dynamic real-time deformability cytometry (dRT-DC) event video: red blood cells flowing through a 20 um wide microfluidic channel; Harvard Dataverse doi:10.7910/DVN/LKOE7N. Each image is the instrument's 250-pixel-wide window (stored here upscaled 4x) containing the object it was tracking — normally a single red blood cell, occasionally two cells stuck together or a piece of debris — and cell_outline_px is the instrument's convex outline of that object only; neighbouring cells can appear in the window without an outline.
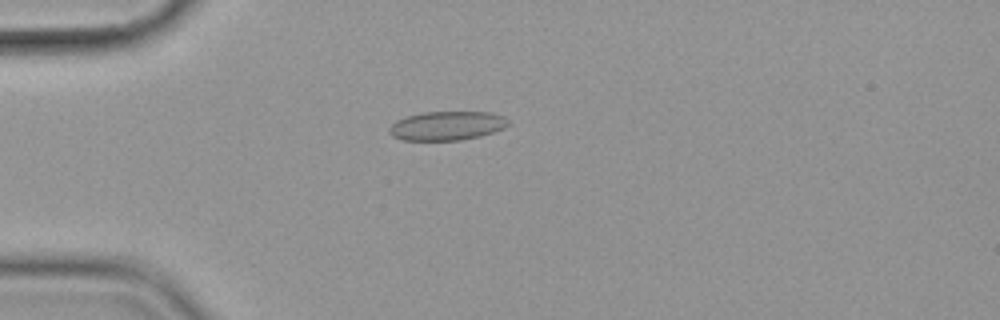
{"species": "common noctule bat (a hibernating species)", "species_latin": "Nyctalus noctula", "temperature_condition": "cold", "stored_images_in_passage": 10, "camera_frame_rate_fps": 3000, "um_per_image_px": 0.085, "animal": {"sex": "female", "body_mass_g": 19.9}, "frame": {"image": 1, "passage_image": 4, "time_ms": 3.333, "image_size_px": [1000, 320], "cell_outline_px": [[508, 124], [504, 128], [480, 136], [460, 140], [404, 140], [392, 136], [388, 132], [388, 128], [396, 120], [408, 116], [424, 112], [492, 112], [504, 116], [508, 120]], "centroid_in_image_um": [37.98, 10.69], "position_along_channel_um": 47.0, "area_um2": 20.06}}
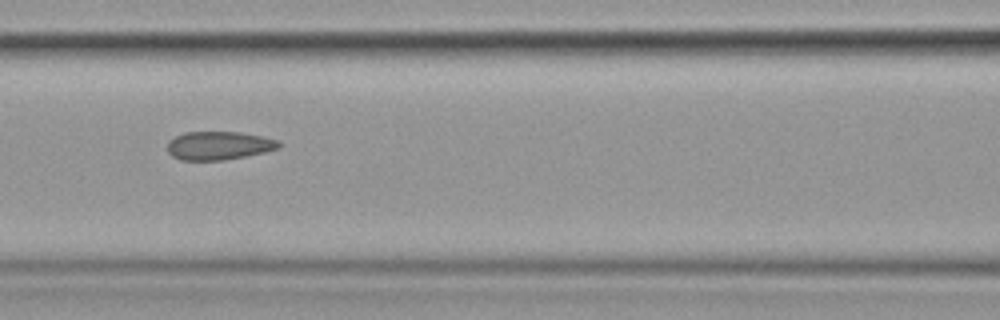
{"frame": {"image": 2, "passage_image": 7, "time_ms": 6.667, "image_size_px": [1000, 320], "cell_outline_px": [[280, 148], [264, 152], [224, 160], [180, 160], [172, 156], [168, 152], [168, 140], [184, 132], [240, 132], [260, 136], [276, 140], [280, 144]], "centroid_in_image_um": [18.56, 12.37], "position_along_channel_um": 148.0, "area_um2": 18.32}}
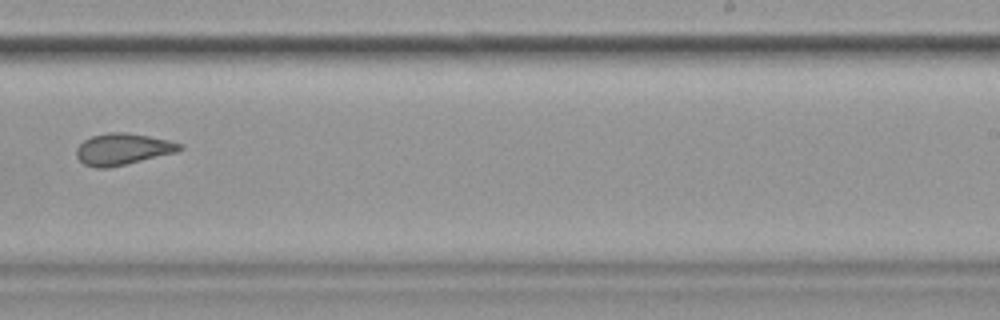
{"frame": {"image": 3, "passage_image": 10, "time_ms": 10.333, "image_size_px": [1000, 320], "cell_outline_px": [[184, 148], [176, 152], [108, 168], [96, 168], [84, 164], [76, 156], [76, 148], [84, 140], [92, 136], [108, 132], [124, 132], [148, 136], [168, 140], [184, 144]], "centroid_in_image_um": [10.43, 12.67], "position_along_channel_um": 278.6, "area_um2": 18.84}}